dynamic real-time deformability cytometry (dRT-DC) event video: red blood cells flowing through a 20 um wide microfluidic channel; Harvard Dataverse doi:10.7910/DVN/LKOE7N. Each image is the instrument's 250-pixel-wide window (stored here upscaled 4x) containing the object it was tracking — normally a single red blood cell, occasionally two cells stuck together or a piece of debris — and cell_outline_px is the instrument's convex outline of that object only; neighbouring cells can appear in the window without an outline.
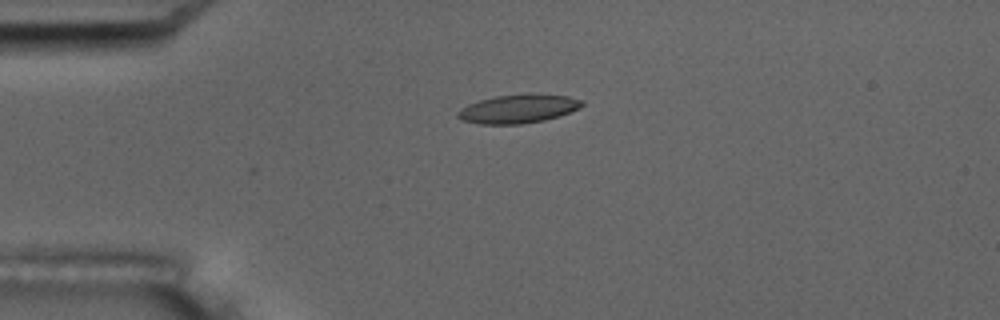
{"species": "common noctule bat (a hibernating species)", "species_latin": "Nyctalus noctula", "temperature_condition": "room temperature", "stored_images_in_passage": 2, "camera_frame_rate_fps": 3000, "um_per_image_px": 0.085, "animal": {"sex": "male", "body_mass_g": 17.5, "forearm_length_mm": 52.3}, "frame": {"image": 1, "passage_image": 2, "time_ms": 1.0, "image_size_px": [1000, 320], "cell_outline_px": [[584, 104], [580, 108], [560, 116], [544, 120], [520, 124], [480, 124], [460, 120], [456, 116], [456, 112], [460, 108], [468, 104], [480, 100], [496, 96], [528, 92], [532, 92], [568, 96], [580, 100]], "centroid_in_image_um": [44.03, 9.23], "position_along_channel_um": 41.0, "area_um2": 21.15}}